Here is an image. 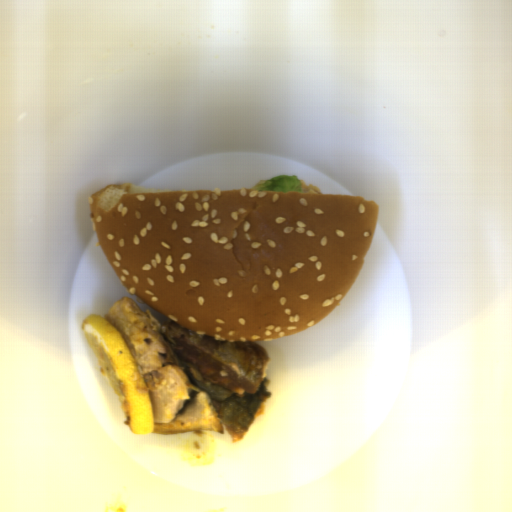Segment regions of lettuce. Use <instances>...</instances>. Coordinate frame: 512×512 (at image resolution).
Listing matches in <instances>:
<instances>
[{"mask_svg": "<svg viewBox=\"0 0 512 512\" xmlns=\"http://www.w3.org/2000/svg\"><path fill=\"white\" fill-rule=\"evenodd\" d=\"M250 191L302 193L299 179L293 175H279L256 183Z\"/></svg>", "mask_w": 512, "mask_h": 512, "instance_id": "lettuce-1", "label": "lettuce"}]
</instances>
